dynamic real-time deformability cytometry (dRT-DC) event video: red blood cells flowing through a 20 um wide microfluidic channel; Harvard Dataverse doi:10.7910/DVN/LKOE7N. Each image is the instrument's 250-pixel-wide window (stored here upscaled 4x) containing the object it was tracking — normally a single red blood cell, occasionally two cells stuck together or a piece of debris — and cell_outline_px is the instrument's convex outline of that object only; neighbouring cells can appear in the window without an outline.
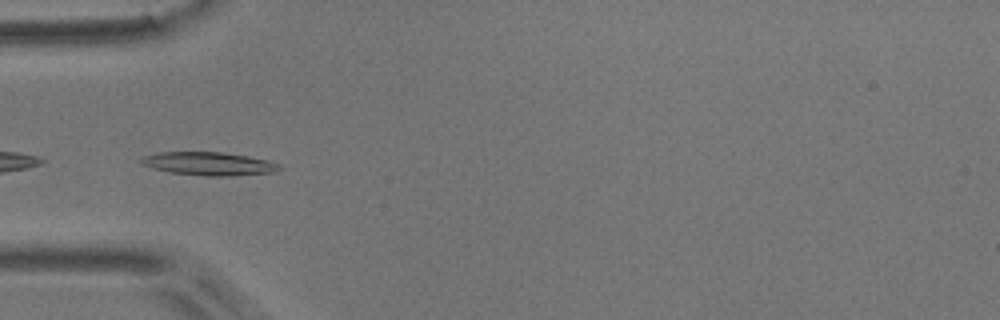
{"species": "common noctule bat (a hibernating species)", "species_latin": "Nyctalus noctula", "temperature_condition": "room temperature", "stored_images_in_passage": 4, "camera_frame_rate_fps": 3000, "um_per_image_px": 0.085, "animal": {"sex": "male", "body_mass_g": 17.9}, "frame": {"image": 1, "passage_image": 3, "time_ms": 0.667, "image_size_px": [1000, 320], "cell_outline_px": [[284, 168], [276, 172], [232, 176], [208, 176], [168, 172], [144, 164], [140, 160], [144, 156], [160, 152], [220, 152], [248, 156], [268, 160], [280, 164]], "centroid_in_image_um": [17.86, 13.92], "position_along_channel_um": 67.1, "area_um2": 18.67}}
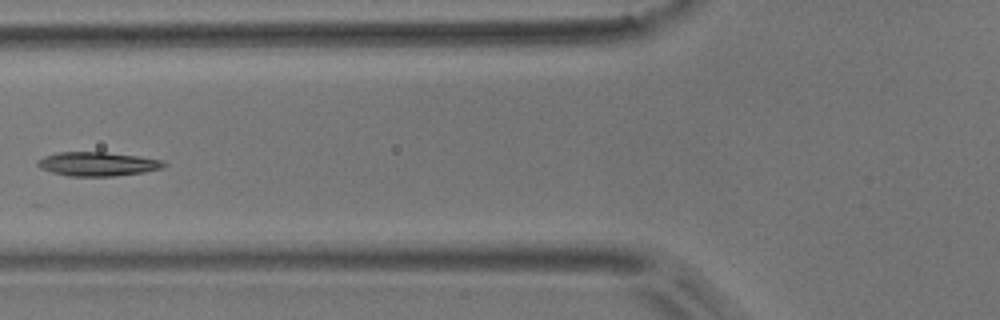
{"frame": {"image": 2, "passage_image": 4, "time_ms": 1.0, "image_size_px": [1000, 320], "cell_outline_px": [[168, 164], [160, 168], [144, 172], [112, 176], [68, 176], [52, 172], [40, 168], [36, 164], [36, 160], [44, 156], [56, 152], [104, 152], [140, 156], [164, 160]], "centroid_in_image_um": [8.28, 13.93], "position_along_channel_um": 117.5, "area_um2": 17.74}}